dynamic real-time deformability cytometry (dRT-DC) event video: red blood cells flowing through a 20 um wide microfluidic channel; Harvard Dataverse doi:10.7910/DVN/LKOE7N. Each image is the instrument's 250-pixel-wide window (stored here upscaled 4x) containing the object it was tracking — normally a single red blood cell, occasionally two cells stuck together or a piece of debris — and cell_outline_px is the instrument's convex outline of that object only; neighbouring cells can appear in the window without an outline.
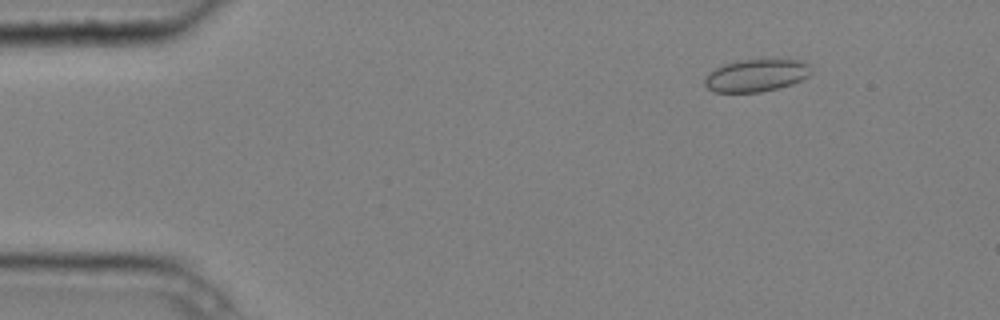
{"species": "common noctule bat (a hibernating species)", "species_latin": "Nyctalus noctula", "temperature_condition": "cold", "stored_images_in_passage": 5, "camera_frame_rate_fps": 3000, "um_per_image_px": 0.085, "animal": {"sex": "male", "body_mass_g": 20.4}, "frame": {"image": 1, "passage_image": 2, "time_ms": 0.333, "image_size_px": [1000, 320], "cell_outline_px": [[812, 72], [808, 76], [792, 84], [780, 88], [760, 92], [712, 92], [704, 84], [704, 80], [708, 72], [724, 64], [740, 60], [800, 60], [808, 64]], "centroid_in_image_um": [64.26, 6.42], "position_along_channel_um": 20.7, "area_um2": 20.06}}